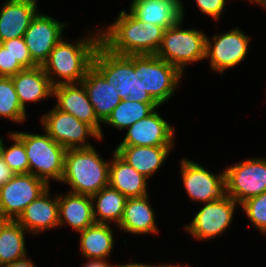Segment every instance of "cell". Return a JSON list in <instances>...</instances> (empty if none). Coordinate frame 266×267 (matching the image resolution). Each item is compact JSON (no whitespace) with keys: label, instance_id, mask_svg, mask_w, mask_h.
Listing matches in <instances>:
<instances>
[{"label":"cell","instance_id":"7c38bea8","mask_svg":"<svg viewBox=\"0 0 266 267\" xmlns=\"http://www.w3.org/2000/svg\"><path fill=\"white\" fill-rule=\"evenodd\" d=\"M180 167L184 188L192 201L203 204L227 196L225 171L213 174L188 158H182Z\"/></svg>","mask_w":266,"mask_h":267},{"label":"cell","instance_id":"d4e9b609","mask_svg":"<svg viewBox=\"0 0 266 267\" xmlns=\"http://www.w3.org/2000/svg\"><path fill=\"white\" fill-rule=\"evenodd\" d=\"M129 10L139 20L165 29L182 19L181 6L173 0H132Z\"/></svg>","mask_w":266,"mask_h":267},{"label":"cell","instance_id":"e575fe53","mask_svg":"<svg viewBox=\"0 0 266 267\" xmlns=\"http://www.w3.org/2000/svg\"><path fill=\"white\" fill-rule=\"evenodd\" d=\"M196 4L201 13L219 21L226 7V0H196Z\"/></svg>","mask_w":266,"mask_h":267},{"label":"cell","instance_id":"1f68e13d","mask_svg":"<svg viewBox=\"0 0 266 267\" xmlns=\"http://www.w3.org/2000/svg\"><path fill=\"white\" fill-rule=\"evenodd\" d=\"M240 206L257 230L266 235V191L247 199Z\"/></svg>","mask_w":266,"mask_h":267},{"label":"cell","instance_id":"d590c367","mask_svg":"<svg viewBox=\"0 0 266 267\" xmlns=\"http://www.w3.org/2000/svg\"><path fill=\"white\" fill-rule=\"evenodd\" d=\"M14 175L15 173L4 162L0 153V188L3 184L8 182Z\"/></svg>","mask_w":266,"mask_h":267},{"label":"cell","instance_id":"8d00e7d4","mask_svg":"<svg viewBox=\"0 0 266 267\" xmlns=\"http://www.w3.org/2000/svg\"><path fill=\"white\" fill-rule=\"evenodd\" d=\"M83 267H114V264L109 263L107 259H87Z\"/></svg>","mask_w":266,"mask_h":267},{"label":"cell","instance_id":"5bb4252c","mask_svg":"<svg viewBox=\"0 0 266 267\" xmlns=\"http://www.w3.org/2000/svg\"><path fill=\"white\" fill-rule=\"evenodd\" d=\"M66 26L68 24L40 12L32 19L23 38L32 60L38 66L48 60L50 52L62 39Z\"/></svg>","mask_w":266,"mask_h":267},{"label":"cell","instance_id":"83f0119b","mask_svg":"<svg viewBox=\"0 0 266 267\" xmlns=\"http://www.w3.org/2000/svg\"><path fill=\"white\" fill-rule=\"evenodd\" d=\"M96 223H120L127 198L109 185L91 196Z\"/></svg>","mask_w":266,"mask_h":267},{"label":"cell","instance_id":"52a82bcc","mask_svg":"<svg viewBox=\"0 0 266 267\" xmlns=\"http://www.w3.org/2000/svg\"><path fill=\"white\" fill-rule=\"evenodd\" d=\"M92 66L122 100L140 102L139 71L134 66V55L112 53L101 43L94 54Z\"/></svg>","mask_w":266,"mask_h":267},{"label":"cell","instance_id":"44dd1931","mask_svg":"<svg viewBox=\"0 0 266 267\" xmlns=\"http://www.w3.org/2000/svg\"><path fill=\"white\" fill-rule=\"evenodd\" d=\"M174 146H116L115 152L140 174L151 178L167 160Z\"/></svg>","mask_w":266,"mask_h":267},{"label":"cell","instance_id":"4dcf8cb0","mask_svg":"<svg viewBox=\"0 0 266 267\" xmlns=\"http://www.w3.org/2000/svg\"><path fill=\"white\" fill-rule=\"evenodd\" d=\"M8 136L13 144L6 148L0 137V153L4 162L15 174L29 173V161L24 144L12 132H9Z\"/></svg>","mask_w":266,"mask_h":267},{"label":"cell","instance_id":"60d3db41","mask_svg":"<svg viewBox=\"0 0 266 267\" xmlns=\"http://www.w3.org/2000/svg\"><path fill=\"white\" fill-rule=\"evenodd\" d=\"M175 1L177 4H179L181 6V12H182V18H184V6H183V3H182V0H173Z\"/></svg>","mask_w":266,"mask_h":267},{"label":"cell","instance_id":"74e56055","mask_svg":"<svg viewBox=\"0 0 266 267\" xmlns=\"http://www.w3.org/2000/svg\"><path fill=\"white\" fill-rule=\"evenodd\" d=\"M3 267H35V264L33 263L32 259L30 260L27 256L16 260L12 263L6 264Z\"/></svg>","mask_w":266,"mask_h":267},{"label":"cell","instance_id":"b9f144b4","mask_svg":"<svg viewBox=\"0 0 266 267\" xmlns=\"http://www.w3.org/2000/svg\"><path fill=\"white\" fill-rule=\"evenodd\" d=\"M258 4L264 9H266V0H261Z\"/></svg>","mask_w":266,"mask_h":267},{"label":"cell","instance_id":"9a60e30c","mask_svg":"<svg viewBox=\"0 0 266 267\" xmlns=\"http://www.w3.org/2000/svg\"><path fill=\"white\" fill-rule=\"evenodd\" d=\"M155 109L127 128L118 146H174L175 130Z\"/></svg>","mask_w":266,"mask_h":267},{"label":"cell","instance_id":"8992f818","mask_svg":"<svg viewBox=\"0 0 266 267\" xmlns=\"http://www.w3.org/2000/svg\"><path fill=\"white\" fill-rule=\"evenodd\" d=\"M183 18L165 29L162 43L155 54L184 74L185 66L206 59V37L202 30L181 29Z\"/></svg>","mask_w":266,"mask_h":267},{"label":"cell","instance_id":"6da1fadb","mask_svg":"<svg viewBox=\"0 0 266 267\" xmlns=\"http://www.w3.org/2000/svg\"><path fill=\"white\" fill-rule=\"evenodd\" d=\"M104 29H100L101 43L118 55H155L165 32L164 27L143 22L125 9L118 13L115 22Z\"/></svg>","mask_w":266,"mask_h":267},{"label":"cell","instance_id":"484cf974","mask_svg":"<svg viewBox=\"0 0 266 267\" xmlns=\"http://www.w3.org/2000/svg\"><path fill=\"white\" fill-rule=\"evenodd\" d=\"M109 224L95 223L79 231L80 253L85 259H108L113 251L114 235Z\"/></svg>","mask_w":266,"mask_h":267},{"label":"cell","instance_id":"cb8c5ba5","mask_svg":"<svg viewBox=\"0 0 266 267\" xmlns=\"http://www.w3.org/2000/svg\"><path fill=\"white\" fill-rule=\"evenodd\" d=\"M148 178L129 165L115 151L110 160L109 186L118 190L126 198L148 195Z\"/></svg>","mask_w":266,"mask_h":267},{"label":"cell","instance_id":"7402d4cb","mask_svg":"<svg viewBox=\"0 0 266 267\" xmlns=\"http://www.w3.org/2000/svg\"><path fill=\"white\" fill-rule=\"evenodd\" d=\"M81 83L93 105L98 120L103 124L122 99L93 66L87 71Z\"/></svg>","mask_w":266,"mask_h":267},{"label":"cell","instance_id":"7a4b0ae2","mask_svg":"<svg viewBox=\"0 0 266 267\" xmlns=\"http://www.w3.org/2000/svg\"><path fill=\"white\" fill-rule=\"evenodd\" d=\"M93 32H90L91 35L88 31L86 37L83 36V39L74 43L62 38L50 52L48 60L42 66L53 86L81 83L92 67L94 54L101 44L100 29Z\"/></svg>","mask_w":266,"mask_h":267},{"label":"cell","instance_id":"ab89813d","mask_svg":"<svg viewBox=\"0 0 266 267\" xmlns=\"http://www.w3.org/2000/svg\"><path fill=\"white\" fill-rule=\"evenodd\" d=\"M190 265H181V264H177V265H172V264H161L159 267H189Z\"/></svg>","mask_w":266,"mask_h":267},{"label":"cell","instance_id":"4316f807","mask_svg":"<svg viewBox=\"0 0 266 267\" xmlns=\"http://www.w3.org/2000/svg\"><path fill=\"white\" fill-rule=\"evenodd\" d=\"M26 233L16 220H0V265L4 266L28 255Z\"/></svg>","mask_w":266,"mask_h":267},{"label":"cell","instance_id":"e0dca14e","mask_svg":"<svg viewBox=\"0 0 266 267\" xmlns=\"http://www.w3.org/2000/svg\"><path fill=\"white\" fill-rule=\"evenodd\" d=\"M49 191L50 187L33 200L16 219L28 233L34 235L59 227L58 194L52 199Z\"/></svg>","mask_w":266,"mask_h":267},{"label":"cell","instance_id":"d6986e66","mask_svg":"<svg viewBox=\"0 0 266 267\" xmlns=\"http://www.w3.org/2000/svg\"><path fill=\"white\" fill-rule=\"evenodd\" d=\"M19 102L26 111V103L40 102L53 97V85L43 66L20 71L11 77Z\"/></svg>","mask_w":266,"mask_h":267},{"label":"cell","instance_id":"30bf717a","mask_svg":"<svg viewBox=\"0 0 266 267\" xmlns=\"http://www.w3.org/2000/svg\"><path fill=\"white\" fill-rule=\"evenodd\" d=\"M50 186L36 176L15 174L0 188V220H16Z\"/></svg>","mask_w":266,"mask_h":267},{"label":"cell","instance_id":"3957f363","mask_svg":"<svg viewBox=\"0 0 266 267\" xmlns=\"http://www.w3.org/2000/svg\"><path fill=\"white\" fill-rule=\"evenodd\" d=\"M110 161L104 160L96 148L67 149L60 182L76 194L92 196L109 185Z\"/></svg>","mask_w":266,"mask_h":267},{"label":"cell","instance_id":"2e32d148","mask_svg":"<svg viewBox=\"0 0 266 267\" xmlns=\"http://www.w3.org/2000/svg\"><path fill=\"white\" fill-rule=\"evenodd\" d=\"M53 96L57 99L55 106L59 110L70 113L79 121L90 125L102 140V123L98 120L82 83L56 85L53 87Z\"/></svg>","mask_w":266,"mask_h":267},{"label":"cell","instance_id":"f35d334b","mask_svg":"<svg viewBox=\"0 0 266 267\" xmlns=\"http://www.w3.org/2000/svg\"><path fill=\"white\" fill-rule=\"evenodd\" d=\"M160 265H153V264H145V263H138V262H132V263H126V264H120V265H114V267H159Z\"/></svg>","mask_w":266,"mask_h":267},{"label":"cell","instance_id":"603a6c76","mask_svg":"<svg viewBox=\"0 0 266 267\" xmlns=\"http://www.w3.org/2000/svg\"><path fill=\"white\" fill-rule=\"evenodd\" d=\"M149 194L142 197L127 198L120 223L117 225L126 233L145 235L158 233L155 213L149 201Z\"/></svg>","mask_w":266,"mask_h":267},{"label":"cell","instance_id":"7bdbcfd3","mask_svg":"<svg viewBox=\"0 0 266 267\" xmlns=\"http://www.w3.org/2000/svg\"><path fill=\"white\" fill-rule=\"evenodd\" d=\"M250 2H254V3H256V4H258L261 0H249Z\"/></svg>","mask_w":266,"mask_h":267},{"label":"cell","instance_id":"277c9868","mask_svg":"<svg viewBox=\"0 0 266 267\" xmlns=\"http://www.w3.org/2000/svg\"><path fill=\"white\" fill-rule=\"evenodd\" d=\"M139 71L140 102L163 105L174 96L183 74L156 55H134Z\"/></svg>","mask_w":266,"mask_h":267},{"label":"cell","instance_id":"f546056e","mask_svg":"<svg viewBox=\"0 0 266 267\" xmlns=\"http://www.w3.org/2000/svg\"><path fill=\"white\" fill-rule=\"evenodd\" d=\"M26 112L19 102L11 77H0V117L21 123L26 120Z\"/></svg>","mask_w":266,"mask_h":267},{"label":"cell","instance_id":"4fadbf2b","mask_svg":"<svg viewBox=\"0 0 266 267\" xmlns=\"http://www.w3.org/2000/svg\"><path fill=\"white\" fill-rule=\"evenodd\" d=\"M238 202L228 195L222 200L203 203L185 231L197 240H210L227 230L232 222Z\"/></svg>","mask_w":266,"mask_h":267},{"label":"cell","instance_id":"9c48e42d","mask_svg":"<svg viewBox=\"0 0 266 267\" xmlns=\"http://www.w3.org/2000/svg\"><path fill=\"white\" fill-rule=\"evenodd\" d=\"M227 195L241 205L266 191V158L252 157L225 170Z\"/></svg>","mask_w":266,"mask_h":267},{"label":"cell","instance_id":"d6a6232c","mask_svg":"<svg viewBox=\"0 0 266 267\" xmlns=\"http://www.w3.org/2000/svg\"><path fill=\"white\" fill-rule=\"evenodd\" d=\"M1 44L12 54L14 59L24 68H33L38 66L31 58L29 50L23 37L14 38Z\"/></svg>","mask_w":266,"mask_h":267},{"label":"cell","instance_id":"ac0fdd59","mask_svg":"<svg viewBox=\"0 0 266 267\" xmlns=\"http://www.w3.org/2000/svg\"><path fill=\"white\" fill-rule=\"evenodd\" d=\"M0 8V43L24 36L39 12L37 0H7Z\"/></svg>","mask_w":266,"mask_h":267},{"label":"cell","instance_id":"ba28073f","mask_svg":"<svg viewBox=\"0 0 266 267\" xmlns=\"http://www.w3.org/2000/svg\"><path fill=\"white\" fill-rule=\"evenodd\" d=\"M40 121L44 132L66 150L93 147L87 140L89 136L100 140L99 134L90 125L56 106L43 114Z\"/></svg>","mask_w":266,"mask_h":267},{"label":"cell","instance_id":"836d02e7","mask_svg":"<svg viewBox=\"0 0 266 267\" xmlns=\"http://www.w3.org/2000/svg\"><path fill=\"white\" fill-rule=\"evenodd\" d=\"M22 70L17 59L0 43V77H12Z\"/></svg>","mask_w":266,"mask_h":267},{"label":"cell","instance_id":"f1b7e54d","mask_svg":"<svg viewBox=\"0 0 266 267\" xmlns=\"http://www.w3.org/2000/svg\"><path fill=\"white\" fill-rule=\"evenodd\" d=\"M159 106V104H148L125 99L113 109L104 124L122 131V129H127L135 122L147 117Z\"/></svg>","mask_w":266,"mask_h":267},{"label":"cell","instance_id":"8fae6325","mask_svg":"<svg viewBox=\"0 0 266 267\" xmlns=\"http://www.w3.org/2000/svg\"><path fill=\"white\" fill-rule=\"evenodd\" d=\"M212 37H206L205 57L209 58L212 71L222 75L228 68L239 65L247 57L251 37L239 28L235 27Z\"/></svg>","mask_w":266,"mask_h":267},{"label":"cell","instance_id":"ffe728a7","mask_svg":"<svg viewBox=\"0 0 266 267\" xmlns=\"http://www.w3.org/2000/svg\"><path fill=\"white\" fill-rule=\"evenodd\" d=\"M59 226L66 223L76 232L95 224L92 198L88 195L67 192L58 194Z\"/></svg>","mask_w":266,"mask_h":267},{"label":"cell","instance_id":"5b68a950","mask_svg":"<svg viewBox=\"0 0 266 267\" xmlns=\"http://www.w3.org/2000/svg\"><path fill=\"white\" fill-rule=\"evenodd\" d=\"M23 144L29 161V173L44 180L49 186L53 179L60 183L64 172L66 149L46 132H12Z\"/></svg>","mask_w":266,"mask_h":267}]
</instances>
